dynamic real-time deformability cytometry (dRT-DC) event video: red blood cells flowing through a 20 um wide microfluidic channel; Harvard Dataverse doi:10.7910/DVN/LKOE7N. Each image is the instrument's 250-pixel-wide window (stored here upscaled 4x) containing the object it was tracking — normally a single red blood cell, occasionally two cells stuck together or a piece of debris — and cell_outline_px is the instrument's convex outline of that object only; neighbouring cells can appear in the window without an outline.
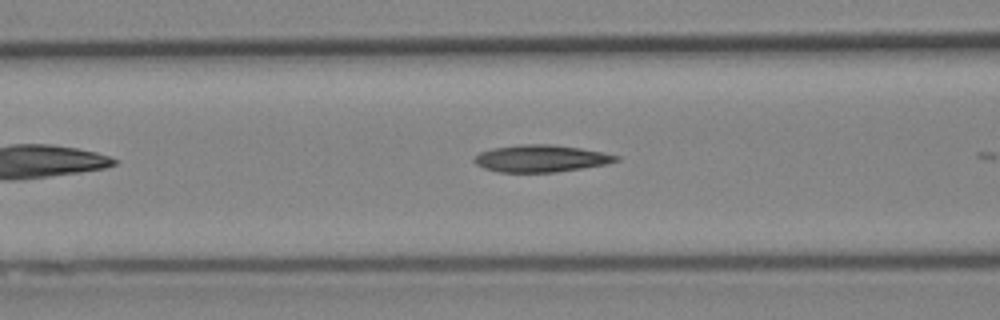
{"species": "Egyptian fruit bat (a non-hibernating species)", "species_latin": "Rousettus aegyptiacus", "temperature_condition": "cold", "stored_images_in_passage": 5, "camera_frame_rate_fps": 3000, "um_per_image_px": 0.085, "animal": {"sex": "female"}, "frame": {"image": 1, "passage_image": 4, "time_ms": 1.0, "image_size_px": [1000, 320], "cell_outline_px": [[620, 160], [604, 164], [556, 172], [500, 172], [484, 168], [476, 164], [472, 160], [480, 152], [492, 148], [524, 144], [548, 144], [580, 148], [620, 156]], "centroid_in_image_um": [45.94, 13.47], "position_along_channel_um": 120.7, "area_um2": 22.08}}